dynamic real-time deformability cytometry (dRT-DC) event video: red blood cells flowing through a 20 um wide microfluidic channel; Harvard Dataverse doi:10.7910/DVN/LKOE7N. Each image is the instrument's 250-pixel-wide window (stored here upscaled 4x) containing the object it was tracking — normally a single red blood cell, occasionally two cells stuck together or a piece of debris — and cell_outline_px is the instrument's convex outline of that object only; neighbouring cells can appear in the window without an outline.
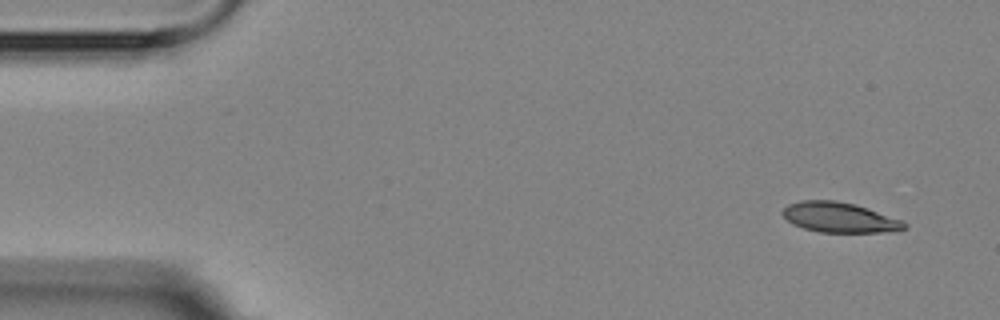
{"species": "Egyptian fruit bat (a non-hibernating species)", "species_latin": "Rousettus aegyptiacus", "temperature_condition": "room temperature", "stored_images_in_passage": 6, "camera_frame_rate_fps": 3000, "um_per_image_px": 0.085, "animal": {"sex": "female"}, "frame": {"image": 1, "passage_image": 1, "time_ms": 0.0, "image_size_px": [1000, 320], "cell_outline_px": [[908, 228], [896, 232], [820, 232], [804, 228], [792, 224], [780, 212], [788, 204], [800, 200], [836, 200], [856, 204], [904, 220], [908, 224]], "centroid_in_image_um": [71.42, 18.48], "position_along_channel_um": 13.6, "area_um2": 21.73}}
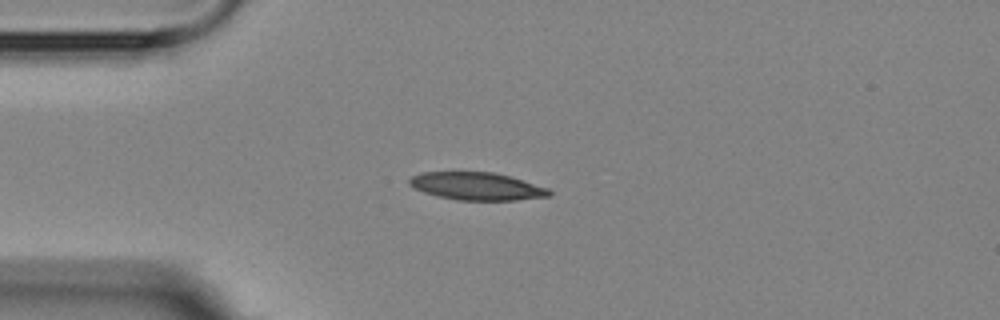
{"frame": {"image": 2, "passage_image": 4, "time_ms": 3.333, "image_size_px": [1000, 320], "cell_outline_px": [[552, 192], [548, 196], [516, 200], [456, 200], [424, 192], [408, 184], [408, 180], [412, 176], [420, 172], [492, 172], [512, 176], [548, 188]], "centroid_in_image_um": [40.53, 15.82], "position_along_channel_um": 44.5, "area_um2": 22.48}}
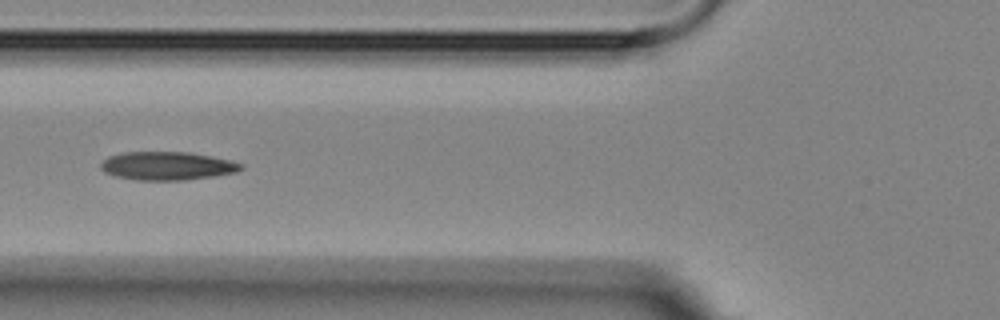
{"frame": {"image": 3, "passage_image": 6, "time_ms": 5.667, "image_size_px": [1000, 320], "cell_outline_px": [[244, 168], [236, 172], [212, 176], [184, 180], [136, 180], [116, 176], [104, 172], [100, 168], [100, 164], [108, 156], [124, 152], [188, 152], [212, 156], [244, 164]], "centroid_in_image_um": [14.2, 14.1], "position_along_channel_um": 111.6, "area_um2": 23.12}}